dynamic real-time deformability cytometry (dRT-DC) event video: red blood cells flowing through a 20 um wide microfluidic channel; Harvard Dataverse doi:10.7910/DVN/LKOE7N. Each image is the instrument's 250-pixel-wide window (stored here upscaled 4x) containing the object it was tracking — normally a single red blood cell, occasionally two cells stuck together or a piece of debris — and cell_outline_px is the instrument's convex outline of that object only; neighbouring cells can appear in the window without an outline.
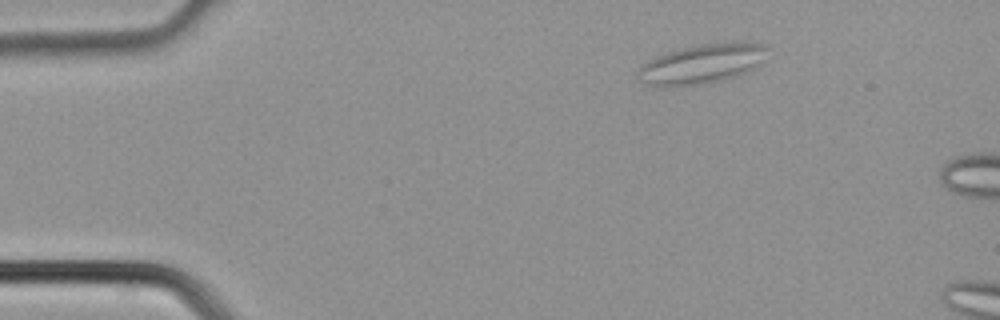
{"species": "common noctule bat (a hibernating species)", "species_latin": "Nyctalus noctula", "temperature_condition": "cold", "stored_images_in_passage": 4, "camera_frame_rate_fps": 3000, "um_per_image_px": 0.085, "animal": {"sex": "male", "body_mass_g": 21.5, "forearm_length_mm": 52.0}, "frame": {"image": 1, "passage_image": 4, "time_ms": 1.0, "image_size_px": [1000, 320], "cell_outline_px": [[768, 48], [764, 64], [748, 72], [720, 80], [700, 84], [648, 84], [640, 80], [636, 72], [648, 60], [656, 56], [676, 48], [700, 44], [740, 40], [752, 40], [764, 44]], "centroid_in_image_um": [59.81, 5.34], "position_along_channel_um": 25.2, "area_um2": 30.06}}